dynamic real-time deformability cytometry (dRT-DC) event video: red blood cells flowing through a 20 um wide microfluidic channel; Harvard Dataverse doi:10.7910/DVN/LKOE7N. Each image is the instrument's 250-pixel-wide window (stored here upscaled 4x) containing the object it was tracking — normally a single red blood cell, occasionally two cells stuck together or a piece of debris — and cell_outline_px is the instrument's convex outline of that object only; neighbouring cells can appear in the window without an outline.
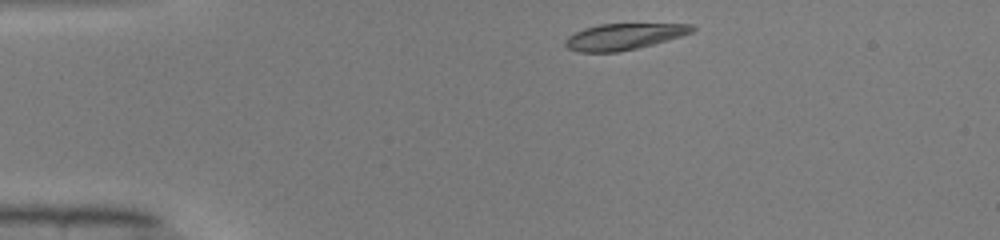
{"species": "common noctule bat (a hibernating species)", "species_latin": "Nyctalus noctula", "temperature_condition": "warm", "stored_images_in_passage": 41, "camera_frame_rate_fps": 3000, "um_per_image_px": 0.085, "animal": {"sex": "male", "body_mass_g": 19.0, "forearm_length_mm": 50.8}, "frame": {"image": 1, "passage_image": 1, "time_ms": 0.0, "image_size_px": [1000, 240], "cell_outline_px": [[696, 28], [692, 32], [680, 36], [652, 44], [620, 52], [576, 52], [568, 48], [564, 44], [564, 40], [568, 36], [584, 28], [600, 24], [692, 24]], "centroid_in_image_um": [52.98, 3.11], "position_along_channel_um": 32.0, "area_um2": 19.25}}
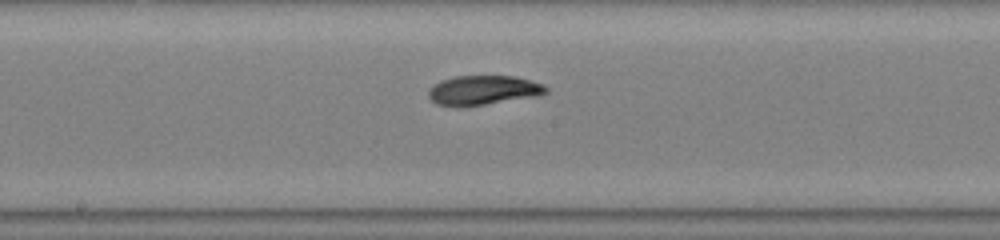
{"frame": {"image": 2, "passage_image": 18, "time_ms": 5.667, "image_size_px": [1000, 240], "cell_outline_px": [[548, 92], [540, 96], [484, 104], [436, 104], [428, 96], [428, 92], [440, 80], [456, 76], [516, 76], [532, 80], [544, 84], [548, 88]], "centroid_in_image_um": [41.19, 7.63], "position_along_channel_um": 207.0, "area_um2": 19.71}}
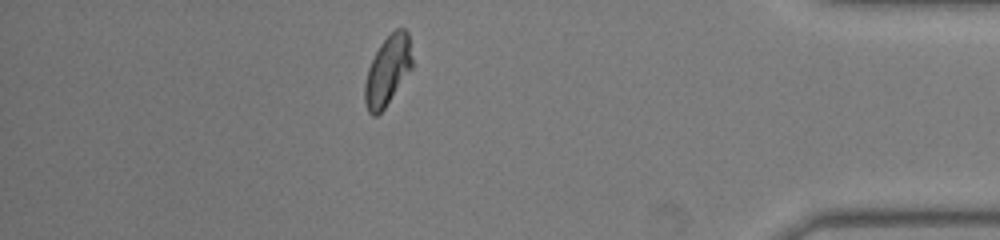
{"frame": {"image": 3, "passage_image": 35, "time_ms": 11.333, "image_size_px": [1000, 240], "cell_outline_px": [[412, 68], [384, 108], [376, 116], [372, 116], [368, 112], [364, 104], [364, 84], [368, 68], [380, 44], [396, 28], [404, 28], [408, 32], [412, 56]], "centroid_in_image_um": [32.94, 6.01], "position_along_channel_um": 402.3, "area_um2": 19.07}, "authors_computed_cell_mechanics": {"area_um2": 19.7676, "velocity_mm_per_s": 4.0818, "shape_relaxation_time_tau1_ms": 5.1506, "shape_relaxation_time_tau2_ms": 2.1803, "deformation_change_tau1": 0.1987, "deformation_change_tau2": 0.0709}}